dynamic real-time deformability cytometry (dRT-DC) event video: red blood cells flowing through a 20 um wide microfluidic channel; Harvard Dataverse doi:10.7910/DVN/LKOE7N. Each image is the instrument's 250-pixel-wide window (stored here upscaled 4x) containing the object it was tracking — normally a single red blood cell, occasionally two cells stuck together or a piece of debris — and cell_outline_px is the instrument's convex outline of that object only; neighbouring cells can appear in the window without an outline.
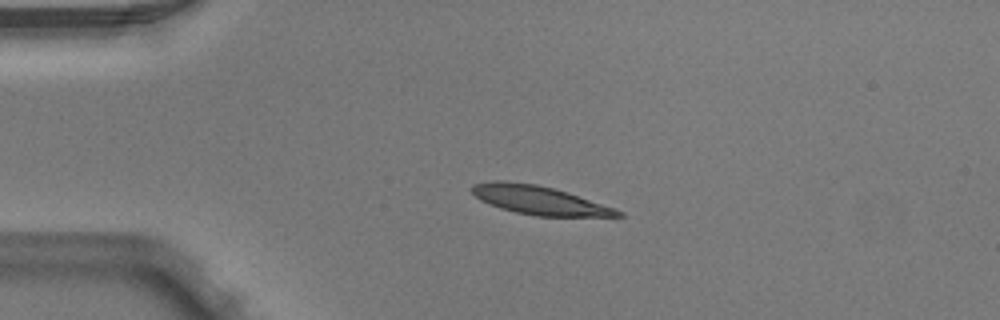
{"species": "Egyptian fruit bat (a non-hibernating species)", "species_latin": "Rousettus aegyptiacus", "temperature_condition": "warm", "stored_images_in_passage": 4, "camera_frame_rate_fps": 3000, "um_per_image_px": 0.085, "animal": {"sex": "male"}, "frame": {"image": 1, "passage_image": 3, "time_ms": 0.667, "image_size_px": [1000, 320], "cell_outline_px": [[624, 216], [536, 216], [516, 212], [500, 208], [480, 200], [468, 188], [472, 184], [496, 180], [504, 180], [536, 184], [568, 192], [616, 208], [624, 212]], "centroid_in_image_um": [45.82, 17.0], "position_along_channel_um": 39.2, "area_um2": 24.45}}